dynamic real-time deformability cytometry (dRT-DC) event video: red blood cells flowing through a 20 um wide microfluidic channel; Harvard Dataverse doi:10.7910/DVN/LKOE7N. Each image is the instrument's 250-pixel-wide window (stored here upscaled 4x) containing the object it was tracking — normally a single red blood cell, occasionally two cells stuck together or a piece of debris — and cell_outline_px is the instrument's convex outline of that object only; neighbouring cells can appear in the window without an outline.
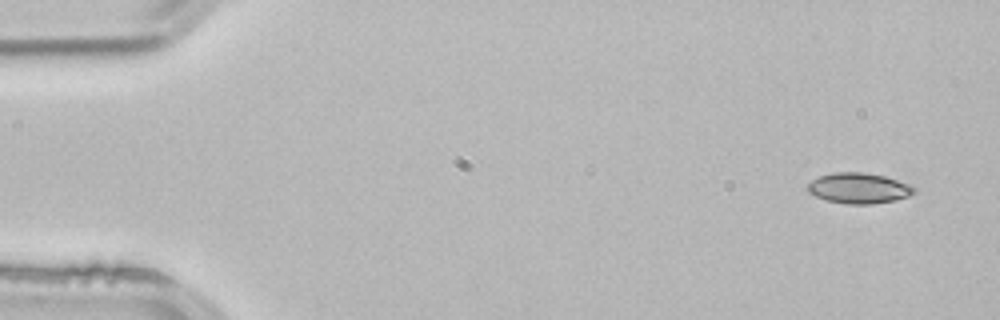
{"species": "common noctule bat (a hibernating species)", "species_latin": "Nyctalus noctula", "temperature_condition": "room temperature", "stored_images_in_passage": 3, "camera_frame_rate_fps": 3000, "um_per_image_px": 0.085, "animal": {"sex": "male", "body_mass_g": 21.5, "forearm_length_mm": 52.0}, "frame": {"image": 1, "passage_image": 1, "time_ms": 0.0, "image_size_px": [1000, 320], "cell_outline_px": [[916, 192], [908, 196], [896, 200], [872, 204], [848, 204], [828, 200], [816, 196], [808, 192], [804, 188], [812, 180], [820, 176], [832, 172], [864, 172], [884, 176], [912, 184], [916, 188]], "centroid_in_image_um": [73.02, 15.99], "position_along_channel_um": 12.0, "area_um2": 19.13}}